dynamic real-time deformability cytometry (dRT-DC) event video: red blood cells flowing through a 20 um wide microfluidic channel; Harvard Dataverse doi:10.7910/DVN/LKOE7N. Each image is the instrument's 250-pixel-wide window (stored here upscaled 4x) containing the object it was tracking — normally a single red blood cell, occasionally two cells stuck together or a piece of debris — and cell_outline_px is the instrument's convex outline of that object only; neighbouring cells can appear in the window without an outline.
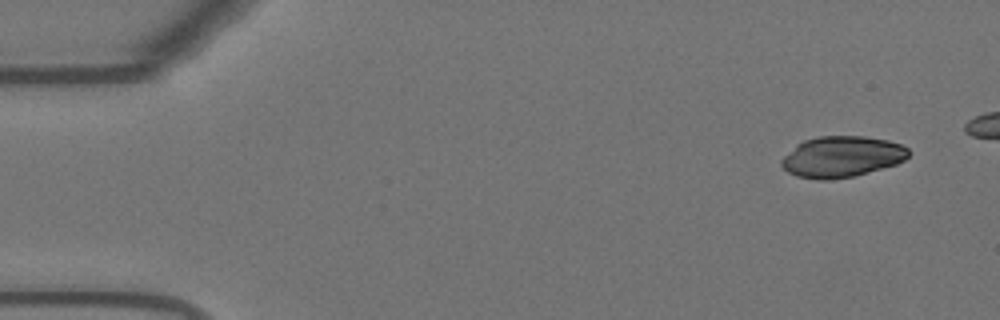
{"species": "Egyptian fruit bat (a non-hibernating species)", "species_latin": "Rousettus aegyptiacus", "temperature_condition": "warm", "stored_images_in_passage": 46, "camera_frame_rate_fps": 3000, "um_per_image_px": 0.085, "animal": {"sex": "female"}, "frame": {"image": 1, "passage_image": 1, "time_ms": 0.0, "image_size_px": [1000, 320], "cell_outline_px": [[908, 156], [904, 160], [896, 164], [852, 176], [828, 180], [820, 180], [796, 176], [788, 172], [780, 164], [780, 160], [796, 144], [804, 140], [816, 136], [864, 136], [888, 140], [900, 144], [908, 148]], "centroid_in_image_um": [71.52, 13.31], "position_along_channel_um": 13.5, "area_um2": 30.29}}
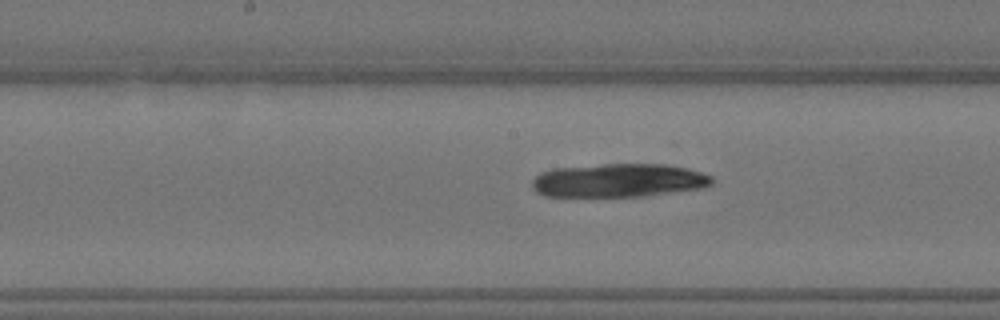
{"frame": {"image": 2, "passage_image": 25, "time_ms": 8.0, "image_size_px": [1000, 320], "cell_outline_px": [[712, 184], [704, 188], [644, 196], [544, 196], [536, 192], [532, 188], [532, 180], [540, 172], [556, 168], [604, 164], [664, 164], [688, 168], [712, 176]], "centroid_in_image_um": [52.59, 15.33], "position_along_channel_um": 195.6, "area_um2": 35.2}}
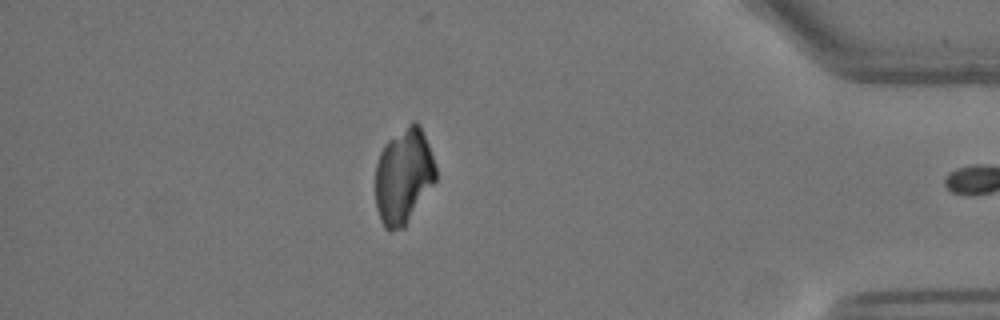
{"frame": {"image": 3, "passage_image": 45, "time_ms": 14.667, "image_size_px": [1000, 320], "cell_outline_px": [[436, 180], [404, 228], [392, 232], [388, 232], [384, 228], [380, 220], [376, 208], [376, 164], [380, 152], [384, 144], [388, 140], [412, 120], [416, 120], [420, 124], [436, 164]], "centroid_in_image_um": [34.3, 14.98], "position_along_channel_um": 400.9, "area_um2": 33.99}}